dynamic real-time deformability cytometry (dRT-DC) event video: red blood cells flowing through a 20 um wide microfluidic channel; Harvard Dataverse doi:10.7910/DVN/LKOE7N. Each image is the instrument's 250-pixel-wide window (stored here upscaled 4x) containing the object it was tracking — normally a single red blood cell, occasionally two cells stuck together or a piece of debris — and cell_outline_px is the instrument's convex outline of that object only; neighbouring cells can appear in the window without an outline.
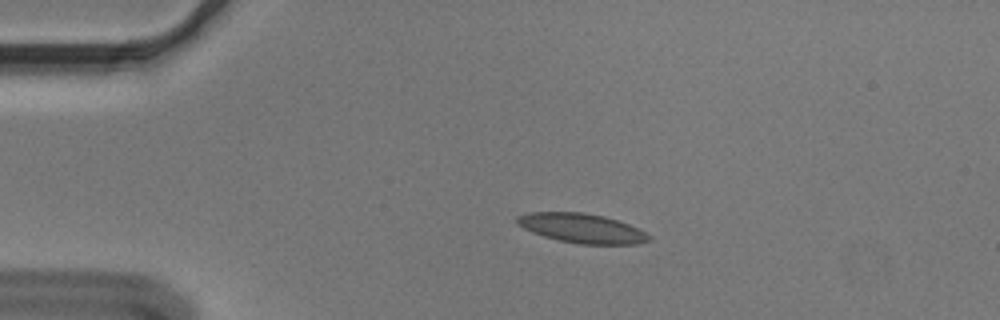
{"species": "Egyptian fruit bat (a non-hibernating species)", "species_latin": "Rousettus aegyptiacus", "temperature_condition": "cold", "stored_images_in_passage": 54, "camera_frame_rate_fps": 3000, "um_per_image_px": 0.085, "animal": {"sex": "male"}, "frame": {"image": 1, "passage_image": 11, "time_ms": 3.333, "image_size_px": [1000, 320], "cell_outline_px": [[652, 240], [636, 244], [580, 244], [560, 240], [544, 236], [532, 232], [516, 224], [516, 216], [528, 212], [584, 212], [604, 216], [628, 224], [652, 236]], "centroid_in_image_um": [49.44, 19.39], "position_along_channel_um": 35.6, "area_um2": 22.54}}
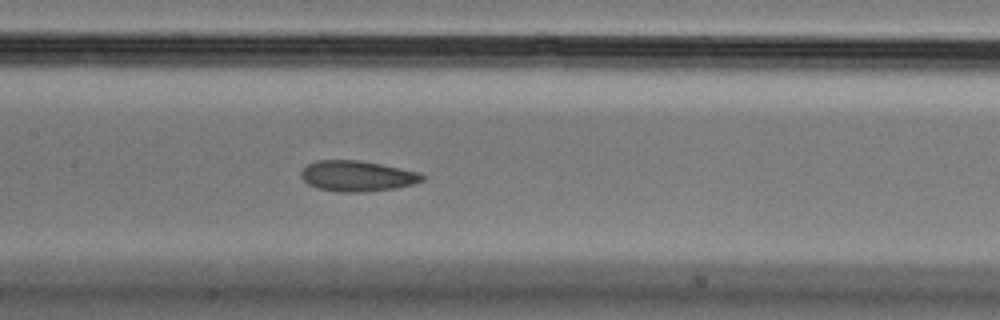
{"frame": {"image": 2, "passage_image": 26, "time_ms": 8.333, "image_size_px": [1000, 320], "cell_outline_px": [[424, 180], [412, 184], [396, 188], [364, 192], [336, 192], [316, 188], [308, 184], [300, 176], [300, 172], [308, 164], [316, 160], [360, 160], [420, 172], [424, 176]], "centroid_in_image_um": [30.34, 14.96], "position_along_channel_um": 177.1, "area_um2": 21.73}}
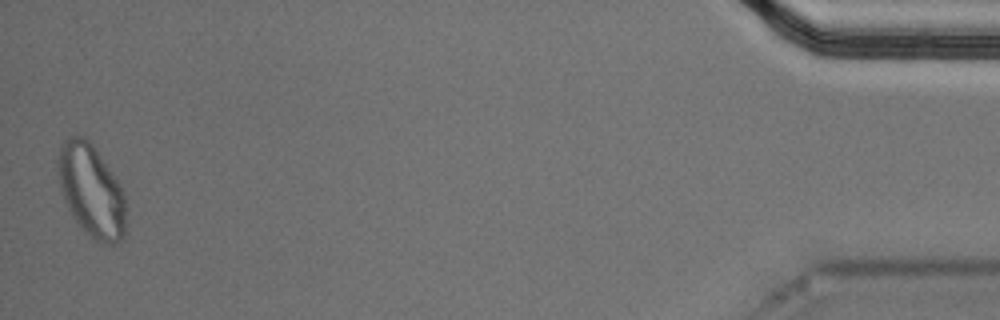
{"frame": {"image": 3, "passage_image": 54, "time_ms": 17.667, "image_size_px": [1000, 320], "cell_outline_px": [[124, 240], [116, 244], [100, 244], [84, 232], [72, 216], [64, 200], [60, 188], [56, 164], [56, 160], [60, 144], [68, 136], [84, 136], [92, 144], [120, 184], [124, 196]], "centroid_in_image_um": [7.72, 16.22], "position_along_channel_um": 427.5, "area_um2": 36.88}, "authors_computed_cell_mechanics": {"area_um2": 22.8021, "velocity_mm_per_s": 3.6092, "shape_relaxation_time_tau1_ms": null, "shape_relaxation_time_tau2_ms": 2.1656, "deformation_change_tau1": null, "deformation_change_tau2": 0.0792}}